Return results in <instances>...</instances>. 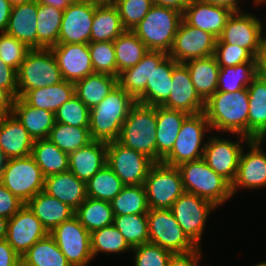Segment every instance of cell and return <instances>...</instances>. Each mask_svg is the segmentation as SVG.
<instances>
[{"label":"cell","mask_w":266,"mask_h":266,"mask_svg":"<svg viewBox=\"0 0 266 266\" xmlns=\"http://www.w3.org/2000/svg\"><path fill=\"white\" fill-rule=\"evenodd\" d=\"M257 70L258 75L266 80V43L257 58Z\"/></svg>","instance_id":"cell-63"},{"label":"cell","mask_w":266,"mask_h":266,"mask_svg":"<svg viewBox=\"0 0 266 266\" xmlns=\"http://www.w3.org/2000/svg\"><path fill=\"white\" fill-rule=\"evenodd\" d=\"M232 13L227 8L203 0H191L183 13V20L191 27L209 32L218 39Z\"/></svg>","instance_id":"cell-23"},{"label":"cell","mask_w":266,"mask_h":266,"mask_svg":"<svg viewBox=\"0 0 266 266\" xmlns=\"http://www.w3.org/2000/svg\"><path fill=\"white\" fill-rule=\"evenodd\" d=\"M117 85L115 76L92 73L75 83V95L91 109L101 103Z\"/></svg>","instance_id":"cell-36"},{"label":"cell","mask_w":266,"mask_h":266,"mask_svg":"<svg viewBox=\"0 0 266 266\" xmlns=\"http://www.w3.org/2000/svg\"><path fill=\"white\" fill-rule=\"evenodd\" d=\"M47 234L48 231L26 204L8 220L6 240L20 257Z\"/></svg>","instance_id":"cell-19"},{"label":"cell","mask_w":266,"mask_h":266,"mask_svg":"<svg viewBox=\"0 0 266 266\" xmlns=\"http://www.w3.org/2000/svg\"><path fill=\"white\" fill-rule=\"evenodd\" d=\"M177 168L185 192L204 198L217 207L233 196L231 184L215 173L203 159L183 163Z\"/></svg>","instance_id":"cell-5"},{"label":"cell","mask_w":266,"mask_h":266,"mask_svg":"<svg viewBox=\"0 0 266 266\" xmlns=\"http://www.w3.org/2000/svg\"><path fill=\"white\" fill-rule=\"evenodd\" d=\"M0 88L8 90L15 98L18 97L17 70L0 59Z\"/></svg>","instance_id":"cell-55"},{"label":"cell","mask_w":266,"mask_h":266,"mask_svg":"<svg viewBox=\"0 0 266 266\" xmlns=\"http://www.w3.org/2000/svg\"><path fill=\"white\" fill-rule=\"evenodd\" d=\"M149 243L175 253H188L198 247L188 238L171 209H149L147 213Z\"/></svg>","instance_id":"cell-10"},{"label":"cell","mask_w":266,"mask_h":266,"mask_svg":"<svg viewBox=\"0 0 266 266\" xmlns=\"http://www.w3.org/2000/svg\"><path fill=\"white\" fill-rule=\"evenodd\" d=\"M134 252V266H167L173 253L159 245L144 243L132 248Z\"/></svg>","instance_id":"cell-51"},{"label":"cell","mask_w":266,"mask_h":266,"mask_svg":"<svg viewBox=\"0 0 266 266\" xmlns=\"http://www.w3.org/2000/svg\"><path fill=\"white\" fill-rule=\"evenodd\" d=\"M12 6L8 0H0V33L6 31Z\"/></svg>","instance_id":"cell-60"},{"label":"cell","mask_w":266,"mask_h":266,"mask_svg":"<svg viewBox=\"0 0 266 266\" xmlns=\"http://www.w3.org/2000/svg\"><path fill=\"white\" fill-rule=\"evenodd\" d=\"M144 186L149 209H171L185 192L179 169L162 162L151 167Z\"/></svg>","instance_id":"cell-9"},{"label":"cell","mask_w":266,"mask_h":266,"mask_svg":"<svg viewBox=\"0 0 266 266\" xmlns=\"http://www.w3.org/2000/svg\"><path fill=\"white\" fill-rule=\"evenodd\" d=\"M38 1L12 7L5 33L25 43L30 49L37 48Z\"/></svg>","instance_id":"cell-27"},{"label":"cell","mask_w":266,"mask_h":266,"mask_svg":"<svg viewBox=\"0 0 266 266\" xmlns=\"http://www.w3.org/2000/svg\"><path fill=\"white\" fill-rule=\"evenodd\" d=\"M167 56L166 52L149 50L137 65L118 74V86L136 100L146 89L152 72V62H162Z\"/></svg>","instance_id":"cell-29"},{"label":"cell","mask_w":266,"mask_h":266,"mask_svg":"<svg viewBox=\"0 0 266 266\" xmlns=\"http://www.w3.org/2000/svg\"><path fill=\"white\" fill-rule=\"evenodd\" d=\"M95 3L92 0L71 3L64 10L58 44L90 43Z\"/></svg>","instance_id":"cell-18"},{"label":"cell","mask_w":266,"mask_h":266,"mask_svg":"<svg viewBox=\"0 0 266 266\" xmlns=\"http://www.w3.org/2000/svg\"><path fill=\"white\" fill-rule=\"evenodd\" d=\"M74 215L89 233L113 224L114 220L110 202L89 197L75 210Z\"/></svg>","instance_id":"cell-40"},{"label":"cell","mask_w":266,"mask_h":266,"mask_svg":"<svg viewBox=\"0 0 266 266\" xmlns=\"http://www.w3.org/2000/svg\"><path fill=\"white\" fill-rule=\"evenodd\" d=\"M107 165V142L93 140L69 154V170L87 183Z\"/></svg>","instance_id":"cell-24"},{"label":"cell","mask_w":266,"mask_h":266,"mask_svg":"<svg viewBox=\"0 0 266 266\" xmlns=\"http://www.w3.org/2000/svg\"><path fill=\"white\" fill-rule=\"evenodd\" d=\"M25 205L0 182V216L6 219L13 217Z\"/></svg>","instance_id":"cell-54"},{"label":"cell","mask_w":266,"mask_h":266,"mask_svg":"<svg viewBox=\"0 0 266 266\" xmlns=\"http://www.w3.org/2000/svg\"><path fill=\"white\" fill-rule=\"evenodd\" d=\"M125 31L115 5L95 3L90 42H113Z\"/></svg>","instance_id":"cell-35"},{"label":"cell","mask_w":266,"mask_h":266,"mask_svg":"<svg viewBox=\"0 0 266 266\" xmlns=\"http://www.w3.org/2000/svg\"><path fill=\"white\" fill-rule=\"evenodd\" d=\"M248 90L216 91L205 101L204 114L213 130L248 137Z\"/></svg>","instance_id":"cell-1"},{"label":"cell","mask_w":266,"mask_h":266,"mask_svg":"<svg viewBox=\"0 0 266 266\" xmlns=\"http://www.w3.org/2000/svg\"><path fill=\"white\" fill-rule=\"evenodd\" d=\"M217 206L195 194L184 192L172 205L171 211L188 238L200 247L206 220Z\"/></svg>","instance_id":"cell-14"},{"label":"cell","mask_w":266,"mask_h":266,"mask_svg":"<svg viewBox=\"0 0 266 266\" xmlns=\"http://www.w3.org/2000/svg\"><path fill=\"white\" fill-rule=\"evenodd\" d=\"M8 220L9 219L0 216V240L6 239Z\"/></svg>","instance_id":"cell-64"},{"label":"cell","mask_w":266,"mask_h":266,"mask_svg":"<svg viewBox=\"0 0 266 266\" xmlns=\"http://www.w3.org/2000/svg\"><path fill=\"white\" fill-rule=\"evenodd\" d=\"M37 1L39 4H45L61 10H65L69 6V4L81 2L84 0H37Z\"/></svg>","instance_id":"cell-62"},{"label":"cell","mask_w":266,"mask_h":266,"mask_svg":"<svg viewBox=\"0 0 266 266\" xmlns=\"http://www.w3.org/2000/svg\"><path fill=\"white\" fill-rule=\"evenodd\" d=\"M191 0H152L153 5L175 9L184 13Z\"/></svg>","instance_id":"cell-59"},{"label":"cell","mask_w":266,"mask_h":266,"mask_svg":"<svg viewBox=\"0 0 266 266\" xmlns=\"http://www.w3.org/2000/svg\"><path fill=\"white\" fill-rule=\"evenodd\" d=\"M247 90L249 97L248 138L258 139L266 131V80L257 74Z\"/></svg>","instance_id":"cell-34"},{"label":"cell","mask_w":266,"mask_h":266,"mask_svg":"<svg viewBox=\"0 0 266 266\" xmlns=\"http://www.w3.org/2000/svg\"><path fill=\"white\" fill-rule=\"evenodd\" d=\"M96 4L114 5L117 0H92Z\"/></svg>","instance_id":"cell-66"},{"label":"cell","mask_w":266,"mask_h":266,"mask_svg":"<svg viewBox=\"0 0 266 266\" xmlns=\"http://www.w3.org/2000/svg\"><path fill=\"white\" fill-rule=\"evenodd\" d=\"M63 80L76 83L94 73L87 43L57 44L51 48Z\"/></svg>","instance_id":"cell-21"},{"label":"cell","mask_w":266,"mask_h":266,"mask_svg":"<svg viewBox=\"0 0 266 266\" xmlns=\"http://www.w3.org/2000/svg\"><path fill=\"white\" fill-rule=\"evenodd\" d=\"M47 139L67 154L93 141L89 128L73 127L61 122H55Z\"/></svg>","instance_id":"cell-43"},{"label":"cell","mask_w":266,"mask_h":266,"mask_svg":"<svg viewBox=\"0 0 266 266\" xmlns=\"http://www.w3.org/2000/svg\"><path fill=\"white\" fill-rule=\"evenodd\" d=\"M156 106L136 102L122 124L118 142L156 163Z\"/></svg>","instance_id":"cell-3"},{"label":"cell","mask_w":266,"mask_h":266,"mask_svg":"<svg viewBox=\"0 0 266 266\" xmlns=\"http://www.w3.org/2000/svg\"><path fill=\"white\" fill-rule=\"evenodd\" d=\"M75 95V83L63 80L51 86L29 90L22 99L30 106L55 113Z\"/></svg>","instance_id":"cell-33"},{"label":"cell","mask_w":266,"mask_h":266,"mask_svg":"<svg viewBox=\"0 0 266 266\" xmlns=\"http://www.w3.org/2000/svg\"><path fill=\"white\" fill-rule=\"evenodd\" d=\"M155 162L144 154L127 148L117 140L107 142V166L123 185H144Z\"/></svg>","instance_id":"cell-11"},{"label":"cell","mask_w":266,"mask_h":266,"mask_svg":"<svg viewBox=\"0 0 266 266\" xmlns=\"http://www.w3.org/2000/svg\"><path fill=\"white\" fill-rule=\"evenodd\" d=\"M136 100L118 85L90 109L89 130L93 140L110 142L119 138L122 124Z\"/></svg>","instance_id":"cell-2"},{"label":"cell","mask_w":266,"mask_h":266,"mask_svg":"<svg viewBox=\"0 0 266 266\" xmlns=\"http://www.w3.org/2000/svg\"><path fill=\"white\" fill-rule=\"evenodd\" d=\"M190 73L191 81L199 96L206 101L218 88L220 66L216 57L209 56L186 61L184 63Z\"/></svg>","instance_id":"cell-32"},{"label":"cell","mask_w":266,"mask_h":266,"mask_svg":"<svg viewBox=\"0 0 266 266\" xmlns=\"http://www.w3.org/2000/svg\"><path fill=\"white\" fill-rule=\"evenodd\" d=\"M61 81L63 77L51 49H30L17 70L18 97Z\"/></svg>","instance_id":"cell-6"},{"label":"cell","mask_w":266,"mask_h":266,"mask_svg":"<svg viewBox=\"0 0 266 266\" xmlns=\"http://www.w3.org/2000/svg\"><path fill=\"white\" fill-rule=\"evenodd\" d=\"M255 266H266V262L263 261V262H261V263L255 265Z\"/></svg>","instance_id":"cell-70"},{"label":"cell","mask_w":266,"mask_h":266,"mask_svg":"<svg viewBox=\"0 0 266 266\" xmlns=\"http://www.w3.org/2000/svg\"><path fill=\"white\" fill-rule=\"evenodd\" d=\"M90 241L93 258L100 252L120 254L132 250L124 236L113 224L91 232Z\"/></svg>","instance_id":"cell-47"},{"label":"cell","mask_w":266,"mask_h":266,"mask_svg":"<svg viewBox=\"0 0 266 266\" xmlns=\"http://www.w3.org/2000/svg\"><path fill=\"white\" fill-rule=\"evenodd\" d=\"M31 156L44 177L69 170V154L47 138L34 141Z\"/></svg>","instance_id":"cell-37"},{"label":"cell","mask_w":266,"mask_h":266,"mask_svg":"<svg viewBox=\"0 0 266 266\" xmlns=\"http://www.w3.org/2000/svg\"><path fill=\"white\" fill-rule=\"evenodd\" d=\"M236 135L239 137L237 142L215 135L210 136V140L207 139L202 157L215 173L225 178L230 184L236 178L240 154L244 148L243 141L248 142L250 140L244 135Z\"/></svg>","instance_id":"cell-15"},{"label":"cell","mask_w":266,"mask_h":266,"mask_svg":"<svg viewBox=\"0 0 266 266\" xmlns=\"http://www.w3.org/2000/svg\"><path fill=\"white\" fill-rule=\"evenodd\" d=\"M201 255L200 247L188 253H175L170 257L167 266H199Z\"/></svg>","instance_id":"cell-56"},{"label":"cell","mask_w":266,"mask_h":266,"mask_svg":"<svg viewBox=\"0 0 266 266\" xmlns=\"http://www.w3.org/2000/svg\"><path fill=\"white\" fill-rule=\"evenodd\" d=\"M26 205L48 233L75 214V211L67 204L49 196L44 191L38 192Z\"/></svg>","instance_id":"cell-30"},{"label":"cell","mask_w":266,"mask_h":266,"mask_svg":"<svg viewBox=\"0 0 266 266\" xmlns=\"http://www.w3.org/2000/svg\"><path fill=\"white\" fill-rule=\"evenodd\" d=\"M64 10L39 4L37 11V48L51 49L58 44Z\"/></svg>","instance_id":"cell-39"},{"label":"cell","mask_w":266,"mask_h":266,"mask_svg":"<svg viewBox=\"0 0 266 266\" xmlns=\"http://www.w3.org/2000/svg\"><path fill=\"white\" fill-rule=\"evenodd\" d=\"M10 2V5L12 7L17 6V5H22V4H27L30 3L34 0H8Z\"/></svg>","instance_id":"cell-65"},{"label":"cell","mask_w":266,"mask_h":266,"mask_svg":"<svg viewBox=\"0 0 266 266\" xmlns=\"http://www.w3.org/2000/svg\"><path fill=\"white\" fill-rule=\"evenodd\" d=\"M113 43L117 63V76L121 71L137 65L149 51L133 31H125Z\"/></svg>","instance_id":"cell-41"},{"label":"cell","mask_w":266,"mask_h":266,"mask_svg":"<svg viewBox=\"0 0 266 266\" xmlns=\"http://www.w3.org/2000/svg\"><path fill=\"white\" fill-rule=\"evenodd\" d=\"M44 179L40 167L29 155L6 159L0 182L26 204L38 192L43 191Z\"/></svg>","instance_id":"cell-8"},{"label":"cell","mask_w":266,"mask_h":266,"mask_svg":"<svg viewBox=\"0 0 266 266\" xmlns=\"http://www.w3.org/2000/svg\"><path fill=\"white\" fill-rule=\"evenodd\" d=\"M71 266H88L93 259L90 233L74 215L49 233Z\"/></svg>","instance_id":"cell-13"},{"label":"cell","mask_w":266,"mask_h":266,"mask_svg":"<svg viewBox=\"0 0 266 266\" xmlns=\"http://www.w3.org/2000/svg\"><path fill=\"white\" fill-rule=\"evenodd\" d=\"M54 115L55 122L89 128L90 109L76 95L61 105Z\"/></svg>","instance_id":"cell-49"},{"label":"cell","mask_w":266,"mask_h":266,"mask_svg":"<svg viewBox=\"0 0 266 266\" xmlns=\"http://www.w3.org/2000/svg\"><path fill=\"white\" fill-rule=\"evenodd\" d=\"M183 13L168 7L153 5L148 14L134 28V34L148 50L171 51Z\"/></svg>","instance_id":"cell-4"},{"label":"cell","mask_w":266,"mask_h":266,"mask_svg":"<svg viewBox=\"0 0 266 266\" xmlns=\"http://www.w3.org/2000/svg\"><path fill=\"white\" fill-rule=\"evenodd\" d=\"M257 74V61L232 67H220L217 91L231 93L247 88Z\"/></svg>","instance_id":"cell-44"},{"label":"cell","mask_w":266,"mask_h":266,"mask_svg":"<svg viewBox=\"0 0 266 266\" xmlns=\"http://www.w3.org/2000/svg\"><path fill=\"white\" fill-rule=\"evenodd\" d=\"M34 139L13 113L0 117V151L3 158L31 155Z\"/></svg>","instance_id":"cell-22"},{"label":"cell","mask_w":266,"mask_h":266,"mask_svg":"<svg viewBox=\"0 0 266 266\" xmlns=\"http://www.w3.org/2000/svg\"><path fill=\"white\" fill-rule=\"evenodd\" d=\"M121 179L106 165L87 183V197L111 202L122 190Z\"/></svg>","instance_id":"cell-45"},{"label":"cell","mask_w":266,"mask_h":266,"mask_svg":"<svg viewBox=\"0 0 266 266\" xmlns=\"http://www.w3.org/2000/svg\"><path fill=\"white\" fill-rule=\"evenodd\" d=\"M243 12L232 13L216 43L242 47L258 58L266 43V37L262 33L263 23L256 16Z\"/></svg>","instance_id":"cell-12"},{"label":"cell","mask_w":266,"mask_h":266,"mask_svg":"<svg viewBox=\"0 0 266 266\" xmlns=\"http://www.w3.org/2000/svg\"><path fill=\"white\" fill-rule=\"evenodd\" d=\"M5 159L2 156V153L0 151V181H1V174H2V166L4 164Z\"/></svg>","instance_id":"cell-67"},{"label":"cell","mask_w":266,"mask_h":266,"mask_svg":"<svg viewBox=\"0 0 266 266\" xmlns=\"http://www.w3.org/2000/svg\"><path fill=\"white\" fill-rule=\"evenodd\" d=\"M253 1L255 2L256 5L266 3V0H253Z\"/></svg>","instance_id":"cell-68"},{"label":"cell","mask_w":266,"mask_h":266,"mask_svg":"<svg viewBox=\"0 0 266 266\" xmlns=\"http://www.w3.org/2000/svg\"><path fill=\"white\" fill-rule=\"evenodd\" d=\"M43 191L74 211L86 200V183L70 170L45 177Z\"/></svg>","instance_id":"cell-25"},{"label":"cell","mask_w":266,"mask_h":266,"mask_svg":"<svg viewBox=\"0 0 266 266\" xmlns=\"http://www.w3.org/2000/svg\"><path fill=\"white\" fill-rule=\"evenodd\" d=\"M173 59L168 55L162 62H152V72L148 78L145 91L136 102L162 106L171 94Z\"/></svg>","instance_id":"cell-26"},{"label":"cell","mask_w":266,"mask_h":266,"mask_svg":"<svg viewBox=\"0 0 266 266\" xmlns=\"http://www.w3.org/2000/svg\"><path fill=\"white\" fill-rule=\"evenodd\" d=\"M263 141L250 139L246 142L249 152L241 151L236 178L231 184L232 195L239 188L259 189L266 187V153L261 148Z\"/></svg>","instance_id":"cell-17"},{"label":"cell","mask_w":266,"mask_h":266,"mask_svg":"<svg viewBox=\"0 0 266 266\" xmlns=\"http://www.w3.org/2000/svg\"><path fill=\"white\" fill-rule=\"evenodd\" d=\"M171 89V94L162 107L188 114L204 112L205 101L196 92L187 66L177 63L174 59Z\"/></svg>","instance_id":"cell-20"},{"label":"cell","mask_w":266,"mask_h":266,"mask_svg":"<svg viewBox=\"0 0 266 266\" xmlns=\"http://www.w3.org/2000/svg\"><path fill=\"white\" fill-rule=\"evenodd\" d=\"M15 99L8 90L0 88V117L13 112Z\"/></svg>","instance_id":"cell-58"},{"label":"cell","mask_w":266,"mask_h":266,"mask_svg":"<svg viewBox=\"0 0 266 266\" xmlns=\"http://www.w3.org/2000/svg\"><path fill=\"white\" fill-rule=\"evenodd\" d=\"M88 47L94 73L108 74L117 77L114 43L111 41L90 42L88 43Z\"/></svg>","instance_id":"cell-48"},{"label":"cell","mask_w":266,"mask_h":266,"mask_svg":"<svg viewBox=\"0 0 266 266\" xmlns=\"http://www.w3.org/2000/svg\"><path fill=\"white\" fill-rule=\"evenodd\" d=\"M211 130L204 112L189 114L181 125L172 150L161 162L178 167L183 163L202 159L207 143L206 140L203 142V139Z\"/></svg>","instance_id":"cell-7"},{"label":"cell","mask_w":266,"mask_h":266,"mask_svg":"<svg viewBox=\"0 0 266 266\" xmlns=\"http://www.w3.org/2000/svg\"><path fill=\"white\" fill-rule=\"evenodd\" d=\"M113 225L131 248L149 242L147 214L114 216Z\"/></svg>","instance_id":"cell-46"},{"label":"cell","mask_w":266,"mask_h":266,"mask_svg":"<svg viewBox=\"0 0 266 266\" xmlns=\"http://www.w3.org/2000/svg\"><path fill=\"white\" fill-rule=\"evenodd\" d=\"M217 38L206 31L181 21L174 43L168 55L177 63L213 56Z\"/></svg>","instance_id":"cell-16"},{"label":"cell","mask_w":266,"mask_h":266,"mask_svg":"<svg viewBox=\"0 0 266 266\" xmlns=\"http://www.w3.org/2000/svg\"><path fill=\"white\" fill-rule=\"evenodd\" d=\"M207 3H210L215 6H220L227 8L228 10L235 12H241L240 6H239V0H203Z\"/></svg>","instance_id":"cell-61"},{"label":"cell","mask_w":266,"mask_h":266,"mask_svg":"<svg viewBox=\"0 0 266 266\" xmlns=\"http://www.w3.org/2000/svg\"><path fill=\"white\" fill-rule=\"evenodd\" d=\"M126 31H133L153 6L152 0H117L114 4Z\"/></svg>","instance_id":"cell-50"},{"label":"cell","mask_w":266,"mask_h":266,"mask_svg":"<svg viewBox=\"0 0 266 266\" xmlns=\"http://www.w3.org/2000/svg\"><path fill=\"white\" fill-rule=\"evenodd\" d=\"M189 114L181 110H170L156 106V163L172 150L181 125Z\"/></svg>","instance_id":"cell-28"},{"label":"cell","mask_w":266,"mask_h":266,"mask_svg":"<svg viewBox=\"0 0 266 266\" xmlns=\"http://www.w3.org/2000/svg\"><path fill=\"white\" fill-rule=\"evenodd\" d=\"M29 50L25 43L5 32L0 33V59L15 70H18Z\"/></svg>","instance_id":"cell-52"},{"label":"cell","mask_w":266,"mask_h":266,"mask_svg":"<svg viewBox=\"0 0 266 266\" xmlns=\"http://www.w3.org/2000/svg\"><path fill=\"white\" fill-rule=\"evenodd\" d=\"M265 137H266V131L258 138V140H261L264 142Z\"/></svg>","instance_id":"cell-69"},{"label":"cell","mask_w":266,"mask_h":266,"mask_svg":"<svg viewBox=\"0 0 266 266\" xmlns=\"http://www.w3.org/2000/svg\"><path fill=\"white\" fill-rule=\"evenodd\" d=\"M110 204L114 216L147 214L149 211L144 185H124Z\"/></svg>","instance_id":"cell-42"},{"label":"cell","mask_w":266,"mask_h":266,"mask_svg":"<svg viewBox=\"0 0 266 266\" xmlns=\"http://www.w3.org/2000/svg\"><path fill=\"white\" fill-rule=\"evenodd\" d=\"M214 56L220 67H232L245 62L257 61L247 49L227 43H216Z\"/></svg>","instance_id":"cell-53"},{"label":"cell","mask_w":266,"mask_h":266,"mask_svg":"<svg viewBox=\"0 0 266 266\" xmlns=\"http://www.w3.org/2000/svg\"><path fill=\"white\" fill-rule=\"evenodd\" d=\"M12 113L22 123L34 141L48 138L55 124L53 112L30 106L21 97L15 99Z\"/></svg>","instance_id":"cell-31"},{"label":"cell","mask_w":266,"mask_h":266,"mask_svg":"<svg viewBox=\"0 0 266 266\" xmlns=\"http://www.w3.org/2000/svg\"><path fill=\"white\" fill-rule=\"evenodd\" d=\"M0 266H21V257L6 239L0 240Z\"/></svg>","instance_id":"cell-57"},{"label":"cell","mask_w":266,"mask_h":266,"mask_svg":"<svg viewBox=\"0 0 266 266\" xmlns=\"http://www.w3.org/2000/svg\"><path fill=\"white\" fill-rule=\"evenodd\" d=\"M21 266H71L50 234L21 256Z\"/></svg>","instance_id":"cell-38"}]
</instances>
